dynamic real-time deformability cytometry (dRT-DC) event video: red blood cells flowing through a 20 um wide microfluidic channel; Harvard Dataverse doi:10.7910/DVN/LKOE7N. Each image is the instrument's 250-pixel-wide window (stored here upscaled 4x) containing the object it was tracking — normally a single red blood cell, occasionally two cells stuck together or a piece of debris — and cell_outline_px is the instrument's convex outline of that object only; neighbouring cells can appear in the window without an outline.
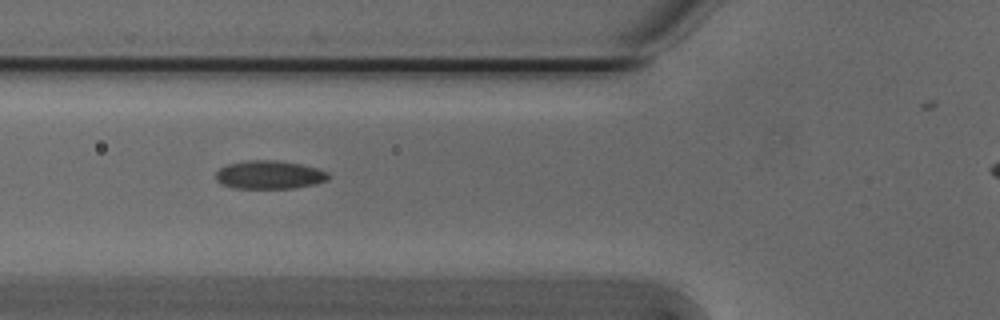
{"species": "Egyptian fruit bat (a non-hibernating species)", "species_latin": "Rousettus aegyptiacus", "temperature_condition": "cold", "stored_images_in_passage": 29, "camera_frame_rate_fps": 3000, "um_per_image_px": 0.085, "animal": {"sex": "male"}, "frame": {"image": 1, "passage_image": 5, "time_ms": 1.333, "image_size_px": [1000, 320], "cell_outline_px": [[328, 180], [316, 184], [292, 188], [232, 188], [220, 184], [216, 180], [216, 172], [220, 168], [228, 164], [248, 160], [276, 160], [300, 164], [316, 168], [328, 172]], "centroid_in_image_um": [22.87, 14.86], "position_along_channel_um": 102.9, "area_um2": 18.61}}
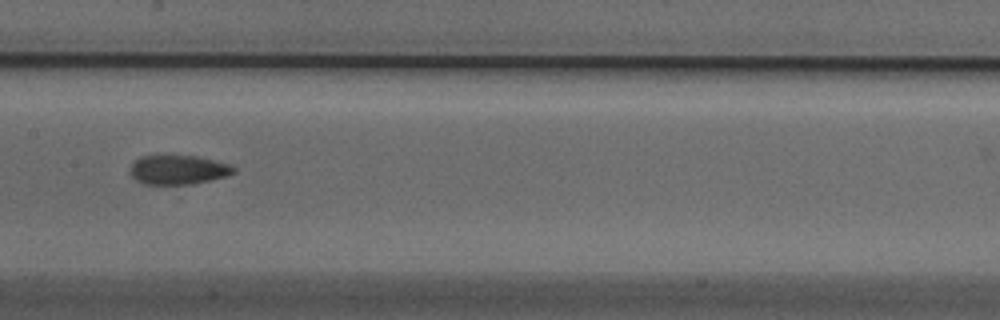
{"frame": {"image": 2, "passage_image": 12, "time_ms": 3.667, "image_size_px": [1000, 320], "cell_outline_px": [[236, 172], [224, 176], [192, 184], [144, 184], [136, 180], [128, 172], [132, 164], [140, 156], [196, 156], [228, 164], [236, 168]], "centroid_in_image_um": [15.1, 14.43], "position_along_channel_um": 192.3, "area_um2": 17.4}}
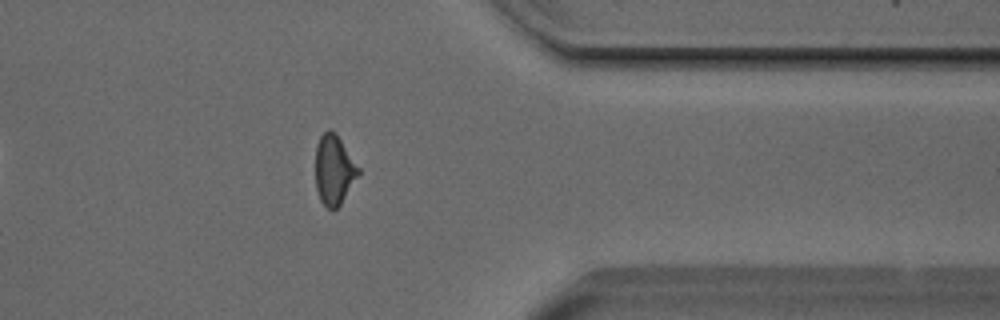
{"frame": {"image": 3, "passage_image": 28, "time_ms": 9.0, "image_size_px": [1000, 320], "cell_outline_px": [[360, 172], [340, 204], [332, 212], [320, 200], [316, 188], [316, 144], [320, 136], [328, 128], [332, 128], [336, 132], [360, 168]], "centroid_in_image_um": [28.38, 14.4], "position_along_channel_um": 383.0, "area_um2": 17.51}}